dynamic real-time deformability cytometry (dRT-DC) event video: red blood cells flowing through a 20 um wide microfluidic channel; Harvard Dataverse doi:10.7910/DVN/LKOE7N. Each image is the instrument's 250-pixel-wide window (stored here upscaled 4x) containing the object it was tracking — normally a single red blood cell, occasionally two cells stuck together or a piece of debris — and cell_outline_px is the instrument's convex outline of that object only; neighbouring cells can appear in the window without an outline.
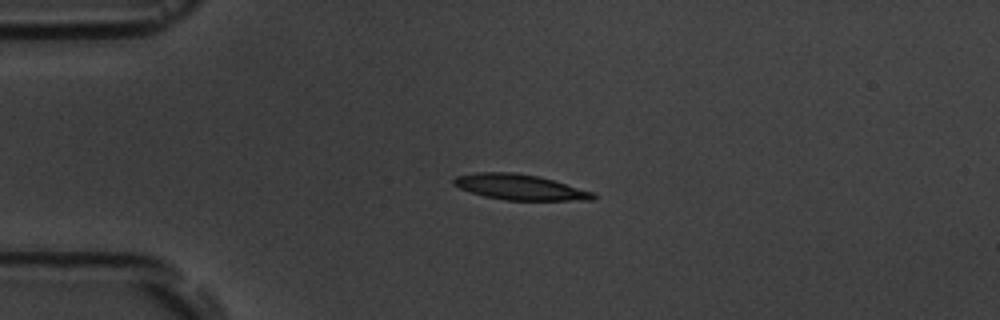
{"species": "common noctule bat (a hibernating species)", "species_latin": "Nyctalus noctula", "temperature_condition": "room temperature", "stored_images_in_passage": 4, "camera_frame_rate_fps": 3000, "um_per_image_px": 0.085, "animal": {"sex": "male", "body_mass_g": 19.5, "forearm_length_mm": 54.6}, "frame": {"image": 1, "passage_image": 3, "time_ms": 2.333, "image_size_px": [1000, 320], "cell_outline_px": [[596, 196], [592, 200], [504, 200], [484, 196], [460, 188], [452, 184], [452, 180], [456, 176], [476, 172], [516, 172], [540, 176], [596, 192]], "centroid_in_image_um": [44.21, 15.9], "position_along_channel_um": 40.8, "area_um2": 20.92}}